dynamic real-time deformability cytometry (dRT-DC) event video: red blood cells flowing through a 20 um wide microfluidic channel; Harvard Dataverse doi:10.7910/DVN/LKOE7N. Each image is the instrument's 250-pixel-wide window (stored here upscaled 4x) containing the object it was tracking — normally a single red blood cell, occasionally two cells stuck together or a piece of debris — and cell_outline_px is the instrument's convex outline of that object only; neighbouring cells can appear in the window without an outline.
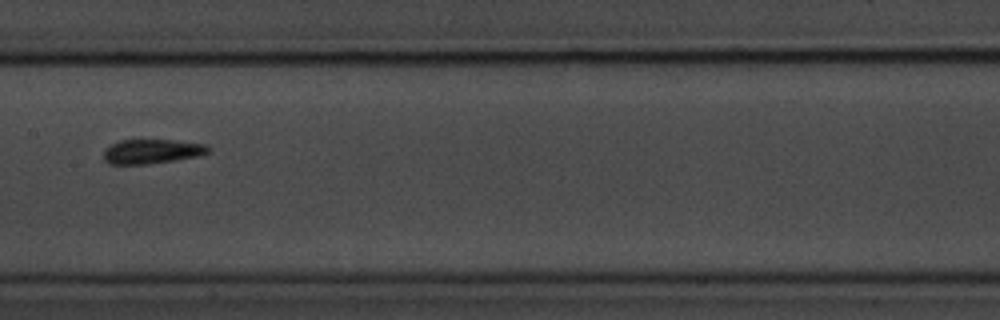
{"species": "common noctule bat (a hibernating species)", "species_latin": "Nyctalus noctula", "temperature_condition": "room temperature", "stored_images_in_passage": 13, "camera_frame_rate_fps": 3000, "um_per_image_px": 0.085, "animal": {"sex": "male", "body_mass_g": 20.1, "forearm_length_mm": 53.5}, "frame": {"image": 1, "passage_image": 6, "time_ms": 6.667, "image_size_px": [1000, 320], "cell_outline_px": [[212, 152], [200, 156], [176, 160], [148, 164], [108, 164], [104, 160], [104, 152], [112, 144], [120, 140], [172, 140], [208, 144], [212, 148]], "centroid_in_image_um": [13.01, 12.87], "position_along_channel_um": 194.4, "area_um2": 15.09}}
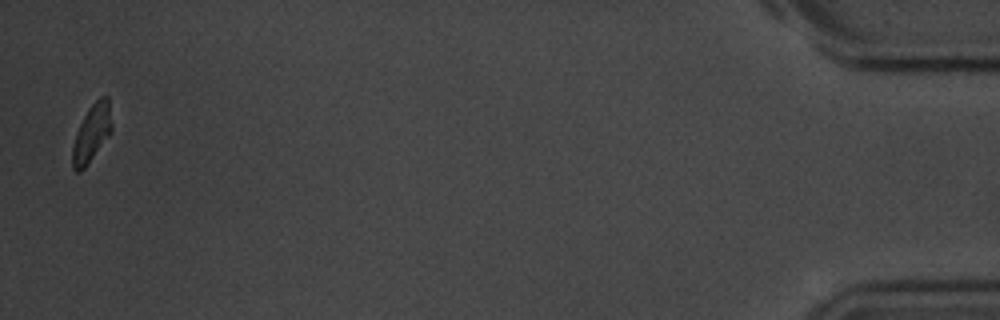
{"frame": {"image": 2, "passage_image": 13, "time_ms": 15.667, "image_size_px": [1000, 320], "cell_outline_px": [[112, 132], [88, 164], [80, 172], [76, 172], [72, 168], [72, 148], [76, 132], [88, 108], [100, 96], [108, 96], [112, 124]], "centroid_in_image_um": [7.8, 11.33], "position_along_channel_um": 427.4, "area_um2": 13.24}, "authors_computed_cell_mechanics": {"area_um2": 15.1436, "velocity_mm_per_s": 3.5944, "shape_relaxation_time_tau1_ms": 1.718, "shape_relaxation_time_tau2_ms": 2.2273, "deformation_change_tau1": 0.2253, "deformation_change_tau2": 0.1087}}